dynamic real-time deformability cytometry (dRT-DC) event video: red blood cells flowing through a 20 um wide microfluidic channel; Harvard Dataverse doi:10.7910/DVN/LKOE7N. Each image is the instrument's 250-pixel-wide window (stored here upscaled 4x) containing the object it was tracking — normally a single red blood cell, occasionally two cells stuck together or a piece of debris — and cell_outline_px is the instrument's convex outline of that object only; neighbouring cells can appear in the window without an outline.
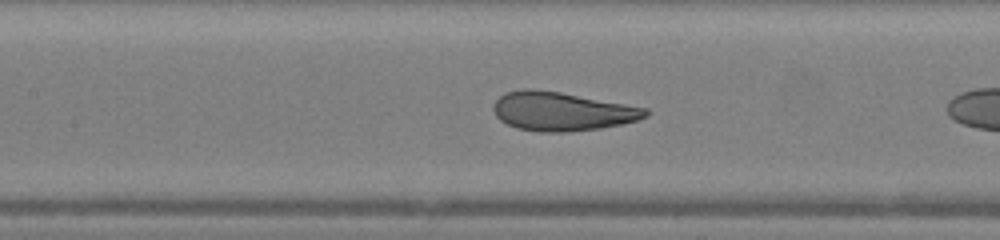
{"species": "human", "species_latin": "Homo sapiens", "temperature_condition": "warm", "stored_images_in_passage": 8, "camera_frame_rate_fps": 3000, "um_per_image_px": 0.085, "donor": {"sex": "female"}, "frame": {"image": 1, "passage_image": 7, "time_ms": 2.0, "image_size_px": [1000, 240], "cell_outline_px": [[648, 116], [624, 124], [600, 128], [568, 132], [540, 132], [516, 128], [500, 120], [496, 116], [492, 108], [492, 104], [504, 92], [524, 88], [536, 88], [560, 92], [648, 108]], "centroid_in_image_um": [47.73, 9.46], "position_along_channel_um": 159.7, "area_um2": 34.62}}